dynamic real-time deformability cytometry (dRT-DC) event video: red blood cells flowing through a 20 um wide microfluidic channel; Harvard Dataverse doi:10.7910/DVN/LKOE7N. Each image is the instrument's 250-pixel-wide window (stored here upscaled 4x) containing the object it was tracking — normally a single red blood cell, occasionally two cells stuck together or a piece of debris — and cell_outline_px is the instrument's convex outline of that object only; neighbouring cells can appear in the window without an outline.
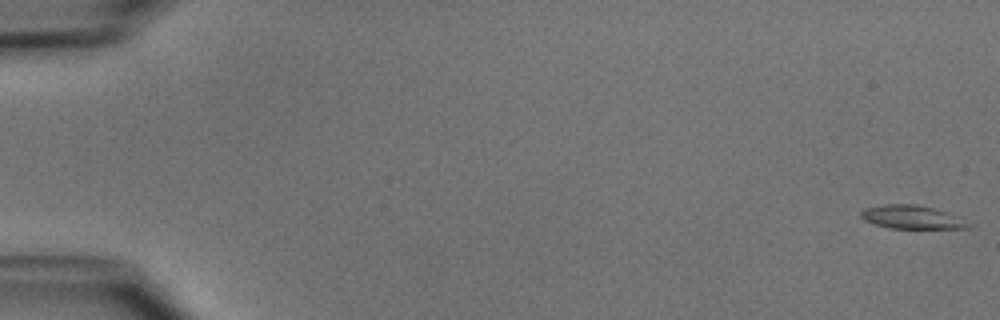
{"species": "common noctule bat (a hibernating species)", "species_latin": "Nyctalus noctula", "temperature_condition": "cold", "stored_images_in_passage": 53, "camera_frame_rate_fps": 3000, "um_per_image_px": 0.085, "animal": {"sex": "male", "body_mass_g": 15.6}, "frame": {"image": 1, "passage_image": 1, "time_ms": 0.0, "image_size_px": [1000, 320], "cell_outline_px": [[972, 228], [888, 228], [864, 220], [860, 216], [860, 212], [864, 208], [884, 204], [916, 204], [948, 212], [968, 224]], "centroid_in_image_um": [77.43, 18.45], "position_along_channel_um": 7.6, "area_um2": 14.39}}
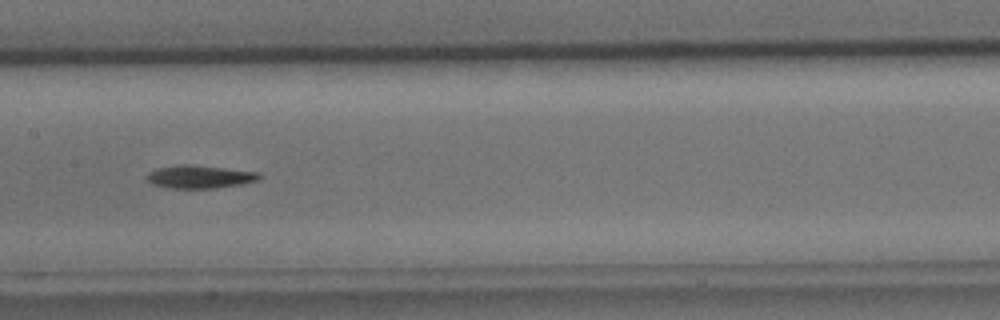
{"frame": {"image": 2, "passage_image": 27, "time_ms": 8.667, "image_size_px": [1000, 320], "cell_outline_px": [[264, 176], [260, 180], [240, 184], [212, 188], [164, 188], [152, 184], [144, 176], [148, 172], [156, 168], [180, 164], [192, 164], [260, 172]], "centroid_in_image_um": [16.97, 15.01], "position_along_channel_um": 190.4, "area_um2": 15.37}}
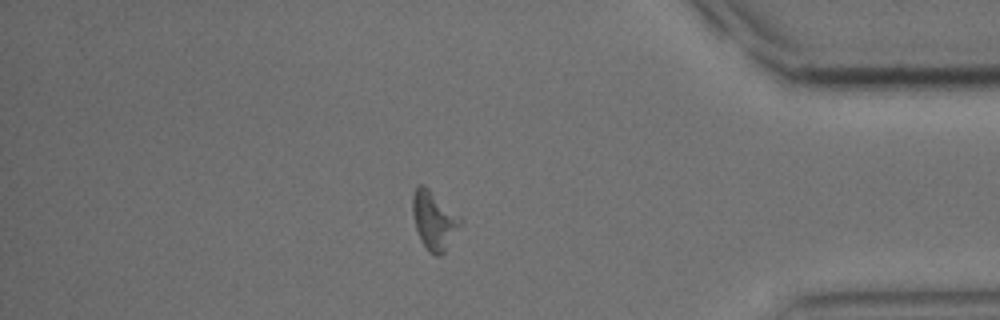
{"frame": {"image": 3, "passage_image": 45, "time_ms": 14.667, "image_size_px": [1000, 320], "cell_outline_px": [[464, 220], [444, 252], [440, 256], [436, 256], [428, 252], [420, 240], [416, 228], [412, 212], [412, 196], [416, 188], [420, 184], [424, 184], [460, 216]], "centroid_in_image_um": [36.89, 18.73], "position_along_channel_um": 398.3, "area_um2": 16.3}, "authors_computed_cell_mechanics": {"area_um2": 15.028, "velocity_mm_per_s": 3.9201, "shape_relaxation_time_tau1_ms": 3.5533, "shape_relaxation_time_tau2_ms": null, "deformation_change_tau1": 0.1433, "deformation_change_tau2": null}}